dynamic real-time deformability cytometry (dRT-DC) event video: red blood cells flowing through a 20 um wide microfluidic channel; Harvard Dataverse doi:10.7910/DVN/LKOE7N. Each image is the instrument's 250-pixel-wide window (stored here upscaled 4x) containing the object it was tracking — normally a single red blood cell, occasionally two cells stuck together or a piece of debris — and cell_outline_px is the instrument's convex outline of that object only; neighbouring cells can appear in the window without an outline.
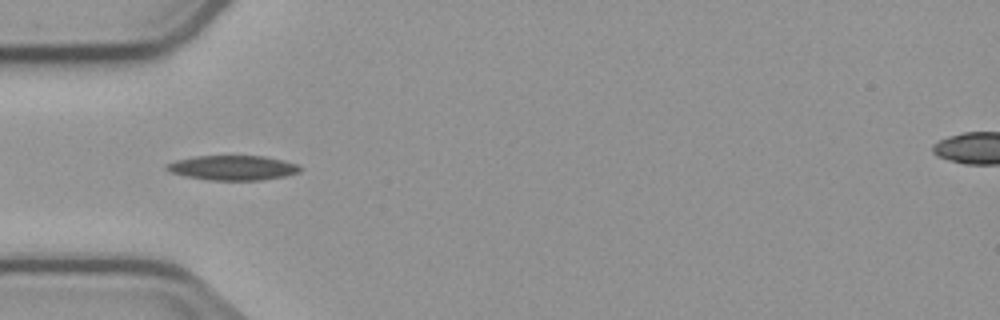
{"species": "common noctule bat (a hibernating species)", "species_latin": "Nyctalus noctula", "temperature_condition": "cold", "stored_images_in_passage": 5, "camera_frame_rate_fps": 3000, "um_per_image_px": 0.085, "animal": {"sex": "male", "body_mass_g": 23.1, "forearm_length_mm": 52.7}, "frame": {"image": 1, "passage_image": 5, "time_ms": 5.333, "image_size_px": [1000, 320], "cell_outline_px": [[300, 172], [284, 176], [260, 180], [208, 180], [184, 176], [168, 172], [164, 168], [164, 164], [176, 160], [196, 156], [264, 156], [284, 160], [300, 164]], "centroid_in_image_um": [19.75, 14.26], "position_along_channel_um": 65.3, "area_um2": 19.42}}